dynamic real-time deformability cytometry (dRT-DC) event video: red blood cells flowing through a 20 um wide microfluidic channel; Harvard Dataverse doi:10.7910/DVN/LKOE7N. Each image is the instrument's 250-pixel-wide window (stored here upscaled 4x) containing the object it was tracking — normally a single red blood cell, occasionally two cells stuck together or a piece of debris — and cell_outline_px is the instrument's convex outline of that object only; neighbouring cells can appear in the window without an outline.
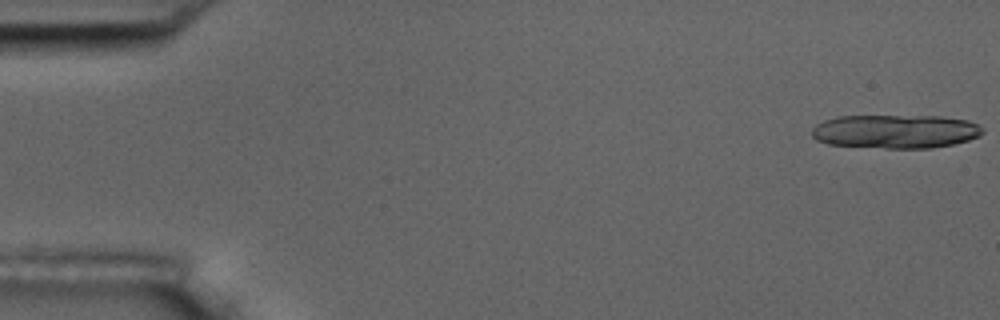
{"species": "common noctule bat (a hibernating species)", "species_latin": "Nyctalus noctula", "temperature_condition": "room temperature", "stored_images_in_passage": 15, "camera_frame_rate_fps": 3000, "um_per_image_px": 0.085, "animal": {"sex": "male", "body_mass_g": 17.5, "forearm_length_mm": 52.3}, "frame": {"image": 1, "passage_image": 1, "time_ms": 0.0, "image_size_px": [1000, 320], "cell_outline_px": [[984, 132], [980, 136], [968, 140], [952, 144], [932, 148], [884, 148], [828, 144], [816, 140], [812, 136], [812, 128], [816, 124], [824, 120], [836, 116], [940, 116], [968, 120], [984, 128]], "centroid_in_image_um": [76.11, 11.17], "position_along_channel_um": 8.9, "area_um2": 33.76}}